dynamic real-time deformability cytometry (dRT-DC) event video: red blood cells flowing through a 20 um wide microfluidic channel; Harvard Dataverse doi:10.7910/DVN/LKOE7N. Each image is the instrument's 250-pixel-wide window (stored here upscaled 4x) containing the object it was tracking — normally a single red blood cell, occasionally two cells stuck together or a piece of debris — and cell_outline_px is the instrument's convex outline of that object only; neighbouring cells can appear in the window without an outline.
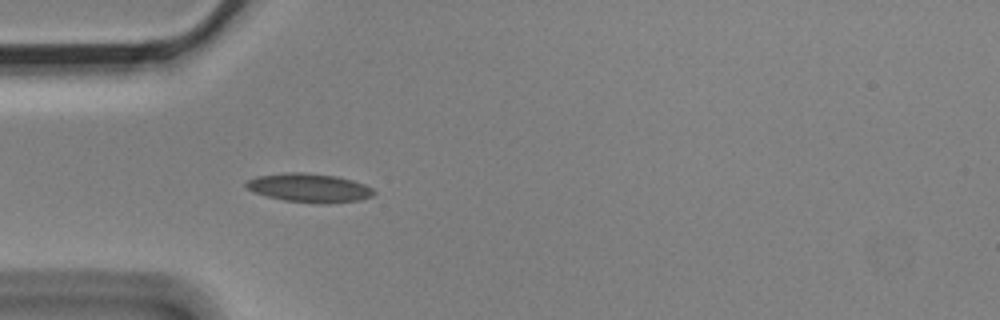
{"species": "Egyptian fruit bat (a non-hibernating species)", "species_latin": "Rousettus aegyptiacus", "temperature_condition": "cold", "stored_images_in_passage": 4, "camera_frame_rate_fps": 3000, "um_per_image_px": 0.085, "animal": {"sex": "male"}, "frame": {"image": 1, "passage_image": 4, "time_ms": 1.0, "image_size_px": [1000, 320], "cell_outline_px": [[376, 192], [372, 196], [360, 200], [328, 204], [316, 204], [284, 200], [268, 196], [256, 192], [248, 188], [244, 184], [248, 180], [256, 176], [284, 172], [304, 172], [336, 176], [352, 180], [364, 184], [372, 188]], "centroid_in_image_um": [26.31, 15.97], "position_along_channel_um": 58.7, "area_um2": 21.5}}